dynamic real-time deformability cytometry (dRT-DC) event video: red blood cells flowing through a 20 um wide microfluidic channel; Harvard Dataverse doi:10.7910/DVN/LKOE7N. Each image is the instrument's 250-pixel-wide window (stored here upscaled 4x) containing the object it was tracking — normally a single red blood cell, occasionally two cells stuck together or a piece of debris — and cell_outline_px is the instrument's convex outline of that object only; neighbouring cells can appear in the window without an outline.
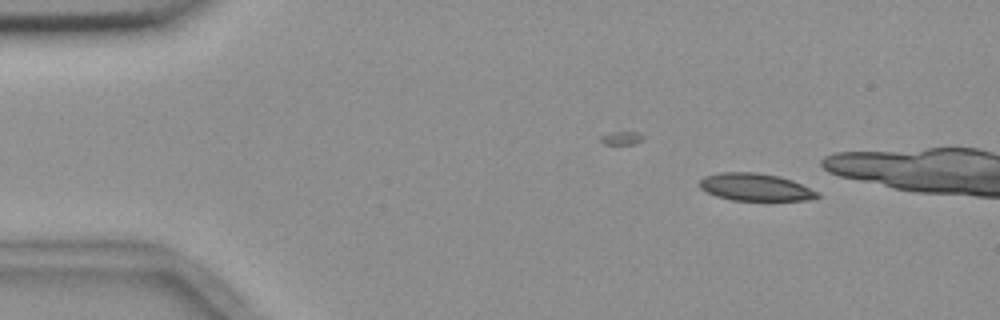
{"species": "common noctule bat (a hibernating species)", "species_latin": "Nyctalus noctula", "temperature_condition": "room temperature", "stored_images_in_passage": 6, "camera_frame_rate_fps": 3000, "um_per_image_px": 0.085, "animal": {"sex": "female", "body_mass_g": 18.4}, "frame": {"image": 1, "passage_image": 3, "time_ms": 2.333, "image_size_px": [1000, 320], "cell_outline_px": [[820, 196], [804, 200], [732, 200], [716, 196], [700, 188], [700, 180], [704, 176], [720, 172], [756, 172], [776, 176], [792, 180], [816, 192]], "centroid_in_image_um": [64.14, 15.9], "position_along_channel_um": 20.9, "area_um2": 18.44}}